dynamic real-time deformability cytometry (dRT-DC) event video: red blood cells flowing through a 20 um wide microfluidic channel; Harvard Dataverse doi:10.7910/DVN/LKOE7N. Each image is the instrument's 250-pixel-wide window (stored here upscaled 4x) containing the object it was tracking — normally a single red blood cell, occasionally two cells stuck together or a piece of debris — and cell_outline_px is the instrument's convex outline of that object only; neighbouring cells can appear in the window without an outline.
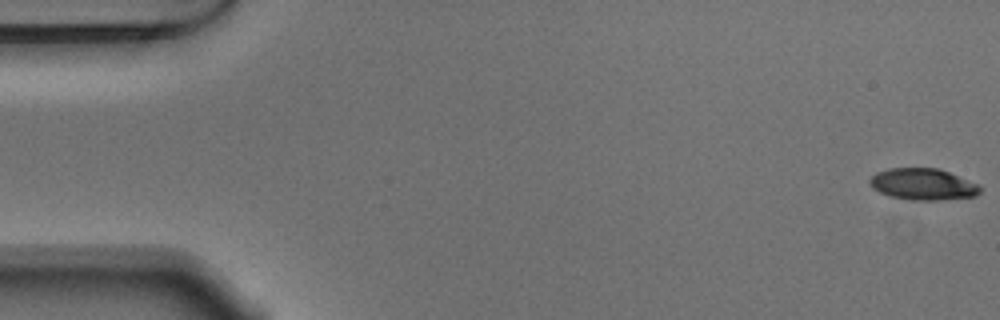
{"species": "Egyptian fruit bat (a non-hibernating species)", "species_latin": "Rousettus aegyptiacus", "temperature_condition": "warm", "stored_images_in_passage": 54, "camera_frame_rate_fps": 3000, "um_per_image_px": 0.085, "animal": {"sex": "male"}, "frame": {"image": 1, "passage_image": 1, "time_ms": 0.0, "image_size_px": [1000, 320], "cell_outline_px": [[980, 192], [976, 196], [936, 200], [908, 200], [888, 196], [872, 188], [868, 180], [876, 172], [888, 168], [936, 168], [948, 172], [980, 184]], "centroid_in_image_um": [78.42, 15.66], "position_along_channel_um": 6.6, "area_um2": 20.35}}
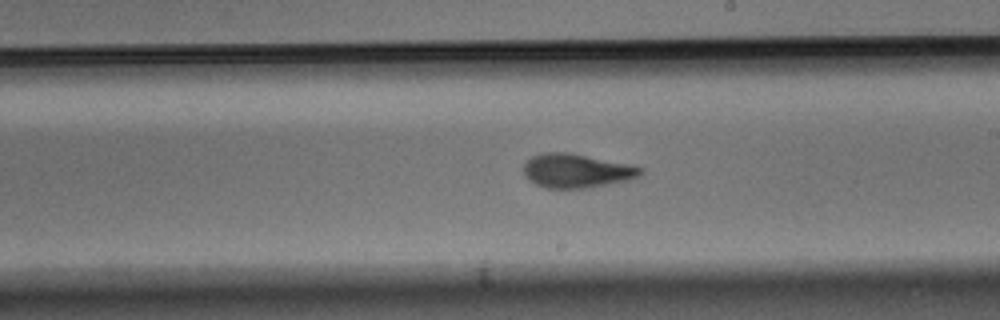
{"frame": {"image": 2, "passage_image": 31, "time_ms": 10.0, "image_size_px": [1000, 320], "cell_outline_px": [[644, 172], [640, 176], [628, 180], [588, 188], [544, 188], [528, 180], [524, 176], [524, 164], [532, 156], [540, 152], [568, 152], [628, 164], [644, 168]], "centroid_in_image_um": [48.99, 14.52], "position_along_channel_um": 240.0, "area_um2": 23.24}}
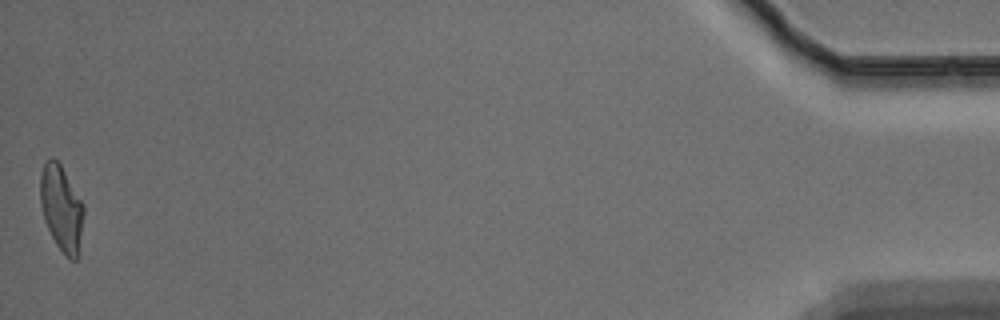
{"frame": {"image": 3, "passage_image": 54, "time_ms": 17.667, "image_size_px": [1000, 320], "cell_outline_px": [[84, 212], [76, 260], [68, 260], [56, 244], [44, 220], [40, 204], [40, 172], [44, 164], [52, 156], [60, 164], [84, 204]], "centroid_in_image_um": [5.2, 17.68], "position_along_channel_um": 430.0, "area_um2": 21.5}, "authors_computed_cell_mechanics": {"area_um2": 22.0796, "velocity_mm_per_s": 3.7422, "shape_relaxation_time_tau1_ms": 7.6572, "shape_relaxation_time_tau2_ms": 2.0546, "deformation_change_tau1": 0.238, "deformation_change_tau2": 0.0898}}